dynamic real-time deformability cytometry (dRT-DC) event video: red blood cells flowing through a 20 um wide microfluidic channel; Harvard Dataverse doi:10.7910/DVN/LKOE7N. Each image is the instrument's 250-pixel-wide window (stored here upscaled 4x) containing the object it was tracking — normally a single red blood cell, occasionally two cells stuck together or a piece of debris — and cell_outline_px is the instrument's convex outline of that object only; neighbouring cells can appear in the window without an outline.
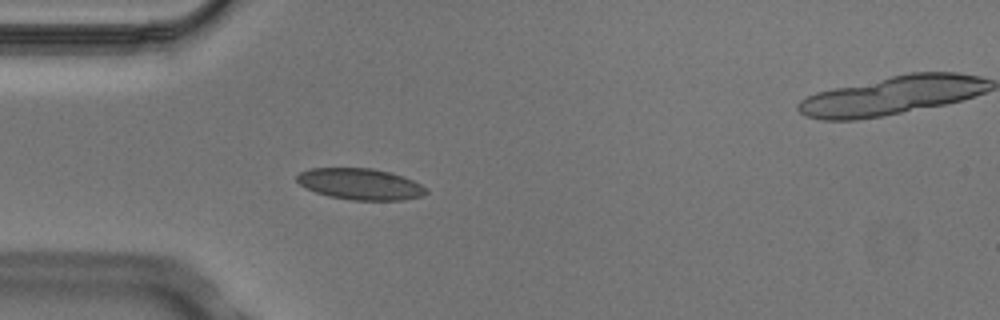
{"species": "Egyptian fruit bat (a non-hibernating species)", "species_latin": "Rousettus aegyptiacus", "temperature_condition": "cold", "stored_images_in_passage": 2, "camera_frame_rate_fps": 3000, "um_per_image_px": 0.085, "animal": {"sex": "male"}, "frame": {"image": 1, "passage_image": 1, "time_ms": 0.0, "image_size_px": [1000, 320], "cell_outline_px": [[428, 192], [424, 196], [404, 200], [352, 200], [328, 196], [316, 192], [300, 184], [296, 180], [296, 176], [300, 172], [312, 168], [372, 168], [392, 172], [404, 176], [420, 184]], "centroid_in_image_um": [30.65, 15.64], "position_along_channel_um": 54.4, "area_um2": 23.58}}